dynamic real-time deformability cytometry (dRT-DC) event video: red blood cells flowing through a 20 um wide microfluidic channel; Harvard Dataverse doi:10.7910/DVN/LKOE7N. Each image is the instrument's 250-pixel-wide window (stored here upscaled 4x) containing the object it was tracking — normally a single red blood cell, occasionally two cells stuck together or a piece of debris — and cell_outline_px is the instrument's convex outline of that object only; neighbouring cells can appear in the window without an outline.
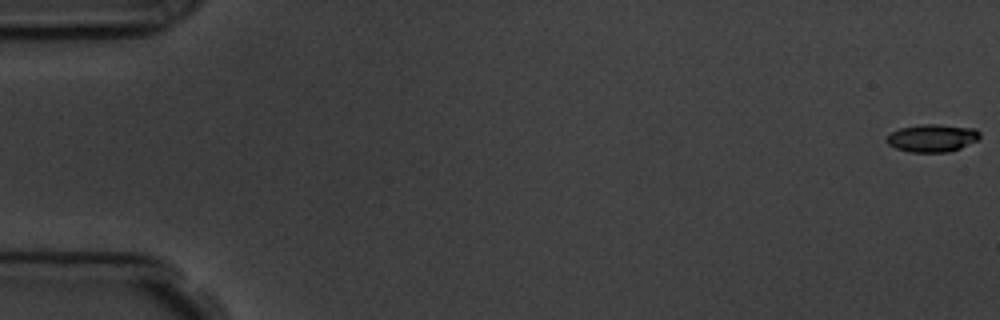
{"species": "common noctule bat (a hibernating species)", "species_latin": "Nyctalus noctula", "temperature_condition": "room temperature", "stored_images_in_passage": 4, "camera_frame_rate_fps": 3000, "um_per_image_px": 0.085, "animal": {"sex": "male", "body_mass_g": 19.5, "forearm_length_mm": 54.6}, "frame": {"image": 1, "passage_image": 1, "time_ms": 0.0, "image_size_px": [1000, 320], "cell_outline_px": [[980, 136], [976, 140], [960, 148], [948, 152], [908, 152], [896, 148], [888, 144], [888, 136], [892, 132], [900, 128], [920, 124], [936, 124], [976, 128], [980, 132]], "centroid_in_image_um": [79.25, 11.73], "position_along_channel_um": 5.7, "area_um2": 14.91}}
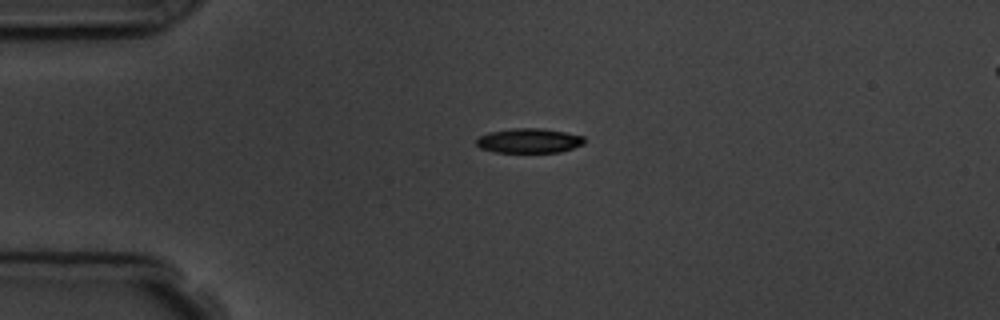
{"frame": {"image": 2, "passage_image": 4, "time_ms": 4.333, "image_size_px": [1000, 320], "cell_outline_px": [[584, 144], [560, 152], [496, 152], [480, 148], [476, 144], [476, 140], [480, 136], [488, 132], [512, 128], [544, 128], [584, 136]], "centroid_in_image_um": [44.96, 11.95], "position_along_channel_um": 40.0, "area_um2": 15.49}}